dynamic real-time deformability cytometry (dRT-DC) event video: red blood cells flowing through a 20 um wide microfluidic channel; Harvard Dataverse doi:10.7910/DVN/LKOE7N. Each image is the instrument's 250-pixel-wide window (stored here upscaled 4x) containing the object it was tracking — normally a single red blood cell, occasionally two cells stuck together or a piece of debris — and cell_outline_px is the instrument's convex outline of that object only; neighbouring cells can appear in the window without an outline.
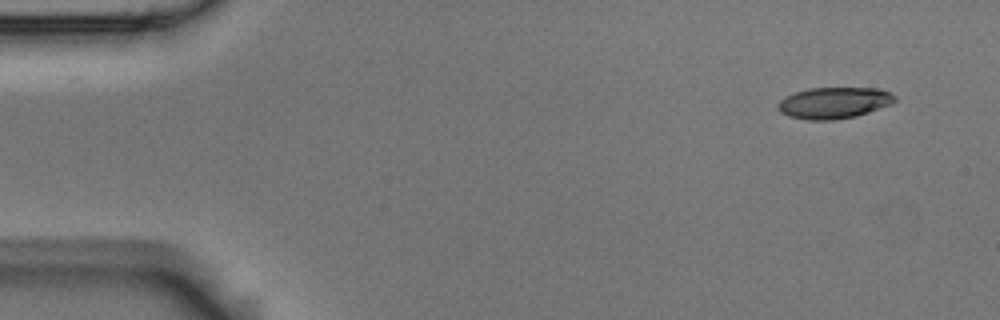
{"species": "Egyptian fruit bat (a non-hibernating species)", "species_latin": "Rousettus aegyptiacus", "temperature_condition": "room temperature", "stored_images_in_passage": 4, "camera_frame_rate_fps": 3000, "um_per_image_px": 0.085, "animal": {"sex": "male"}, "frame": {"image": 1, "passage_image": 1, "time_ms": 0.0, "image_size_px": [1000, 320], "cell_outline_px": [[896, 100], [892, 104], [856, 116], [832, 120], [808, 120], [788, 116], [780, 112], [776, 108], [776, 104], [780, 100], [796, 92], [808, 88], [880, 88], [896, 96]], "centroid_in_image_um": [70.88, 8.74], "position_along_channel_um": 14.1, "area_um2": 21.39}}